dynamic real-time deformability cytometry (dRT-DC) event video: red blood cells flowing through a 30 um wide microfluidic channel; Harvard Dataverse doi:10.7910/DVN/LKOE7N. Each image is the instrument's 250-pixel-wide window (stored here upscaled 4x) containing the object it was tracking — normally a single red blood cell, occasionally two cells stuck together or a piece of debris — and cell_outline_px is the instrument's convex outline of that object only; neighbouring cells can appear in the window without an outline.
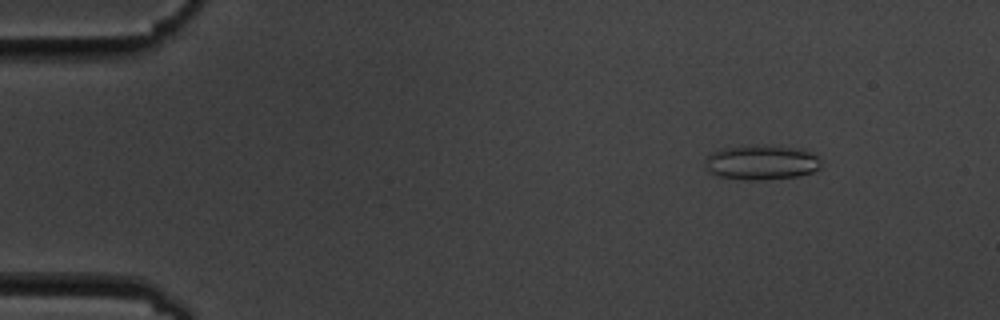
{"species": "common noctule bat (a hibernating species)", "species_latin": "Nyctalus noctula", "temperature_condition": "cold", "stored_images_in_passage": 4, "camera_frame_rate_fps": 3000, "um_per_image_px": 0.085, "animal": {"sex": "male", "body_mass_g": 19.5, "forearm_length_mm": 54.6}, "frame": {"image": 1, "passage_image": 2, "time_ms": 1.0, "image_size_px": [1000, 320], "cell_outline_px": [[820, 168], [812, 172], [800, 176], [764, 180], [752, 180], [716, 176], [708, 168], [708, 156], [712, 152], [720, 148], [800, 148], [816, 156], [820, 160]], "centroid_in_image_um": [64.77, 13.86], "position_along_channel_um": 20.2, "area_um2": 22.25}}
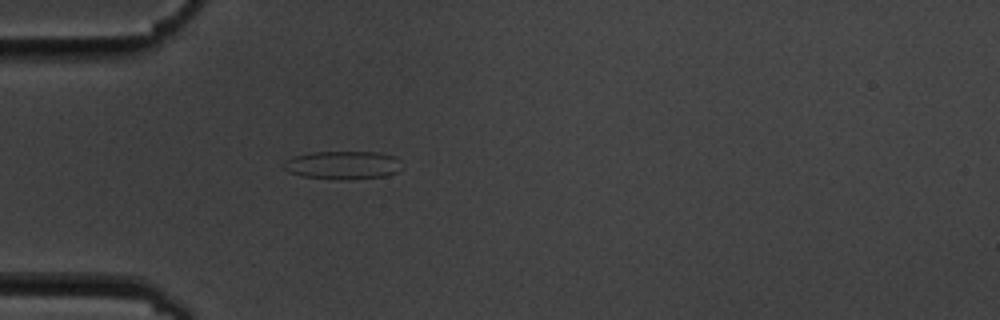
{"frame": {"image": 2, "passage_image": 4, "time_ms": 4.333, "image_size_px": [1000, 320], "cell_outline_px": [[404, 168], [388, 176], [348, 180], [304, 176], [288, 172], [284, 168], [284, 160], [296, 156], [312, 152], [380, 152], [396, 156], [400, 160]], "centroid_in_image_um": [29.23, 14.03], "position_along_channel_um": 55.8, "area_um2": 19.65}}